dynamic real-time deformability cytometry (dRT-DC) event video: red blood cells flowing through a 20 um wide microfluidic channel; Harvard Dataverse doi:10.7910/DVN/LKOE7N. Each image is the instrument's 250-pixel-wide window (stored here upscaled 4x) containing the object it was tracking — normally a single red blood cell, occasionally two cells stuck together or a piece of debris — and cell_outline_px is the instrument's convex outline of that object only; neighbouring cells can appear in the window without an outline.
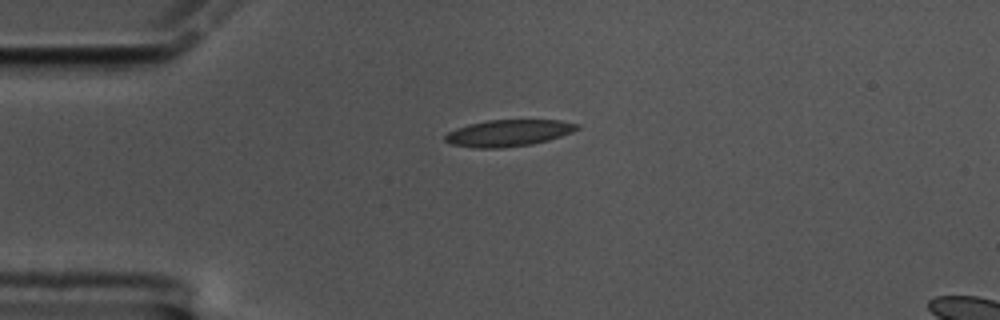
{"species": "common noctule bat (a hibernating species)", "species_latin": "Nyctalus noctula", "temperature_condition": "cold", "stored_images_in_passage": 46, "camera_frame_rate_fps": 3000, "um_per_image_px": 0.085, "animal": {"sex": "male", "body_mass_g": 17.5, "forearm_length_mm": 52.3}, "frame": {"image": 1, "passage_image": 1, "time_ms": 0.0, "image_size_px": [1000, 320], "cell_outline_px": [[580, 128], [572, 132], [548, 140], [532, 144], [504, 148], [476, 148], [452, 144], [444, 140], [444, 136], [448, 132], [456, 128], [468, 124], [488, 120], [560, 120], [580, 124]], "centroid_in_image_um": [43.22, 11.3], "position_along_channel_um": 41.8, "area_um2": 20.52}}
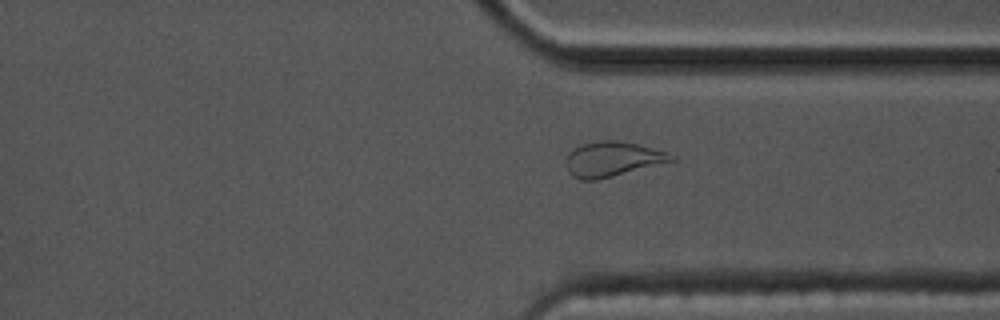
{"frame": {"image": 2, "passage_image": 31, "time_ms": 10.0, "image_size_px": [1000, 320], "cell_outline_px": [[676, 160], [596, 180], [580, 180], [572, 176], [568, 172], [568, 152], [580, 144], [600, 140], [616, 140], [636, 144], [668, 152], [676, 156]], "centroid_in_image_um": [52.06, 13.52], "position_along_channel_um": 359.3, "area_um2": 21.21}}
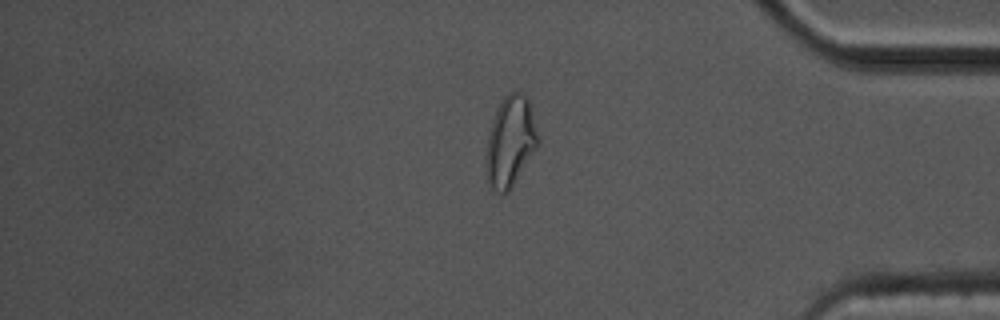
{"frame": {"image": 3, "passage_image": 36, "time_ms": 11.667, "image_size_px": [1000, 320], "cell_outline_px": [[540, 140], [536, 148], [508, 192], [500, 196], [492, 192], [488, 184], [484, 156], [488, 136], [492, 120], [496, 108], [504, 96], [508, 92], [524, 92], [528, 96], [532, 108]], "centroid_in_image_um": [43.36, 12.03], "position_along_channel_um": 391.8, "area_um2": 28.03}, "authors_computed_cell_mechanics": {"area_um2": 20.4323, "velocity_mm_per_s": 3.4046, "shape_relaxation_time_tau1_ms": null, "shape_relaxation_time_tau2_ms": 2.2061, "deformation_change_tau1": null, "deformation_change_tau2": 0.1051}}